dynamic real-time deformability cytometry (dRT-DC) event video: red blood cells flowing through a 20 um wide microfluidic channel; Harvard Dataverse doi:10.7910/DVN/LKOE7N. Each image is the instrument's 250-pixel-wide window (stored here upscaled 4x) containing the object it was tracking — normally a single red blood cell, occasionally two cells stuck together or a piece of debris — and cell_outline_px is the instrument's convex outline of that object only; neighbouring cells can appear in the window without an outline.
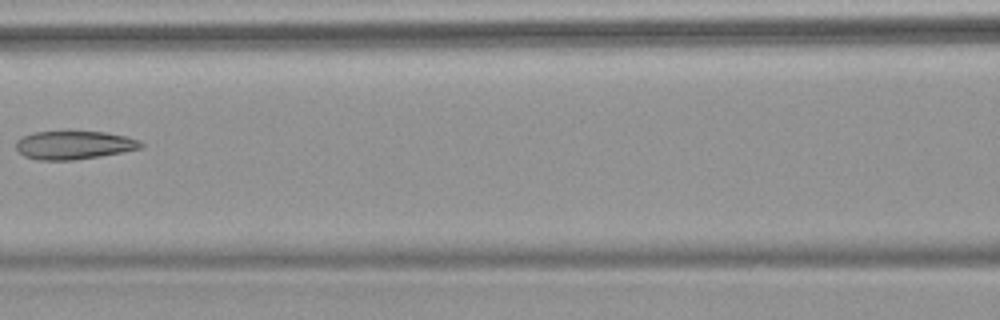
{"species": "common noctule bat (a hibernating species)", "species_latin": "Nyctalus noctula", "temperature_condition": "warm", "stored_images_in_passage": 8, "camera_frame_rate_fps": 3000, "um_per_image_px": 0.085, "animal": {"sex": "female", "body_mass_g": 18.4}, "frame": {"image": 1, "passage_image": 7, "time_ms": 8.333, "image_size_px": [1000, 320], "cell_outline_px": [[144, 148], [100, 156], [72, 160], [40, 160], [24, 156], [16, 148], [16, 140], [24, 136], [36, 132], [104, 132], [128, 136], [140, 140], [144, 144]], "centroid_in_image_um": [6.34, 12.33], "position_along_channel_um": 160.3, "area_um2": 20.58}}
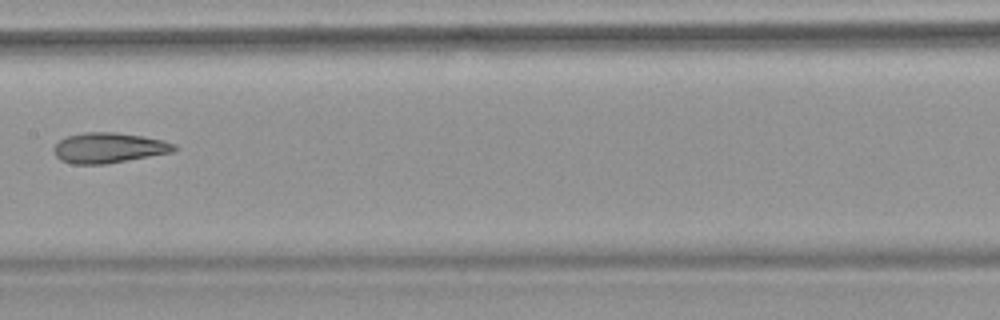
{"frame": {"image": 2, "passage_image": 8, "time_ms": 9.333, "image_size_px": [1000, 320], "cell_outline_px": [[180, 148], [172, 152], [104, 164], [72, 164], [60, 160], [56, 156], [52, 148], [60, 140], [68, 136], [84, 132], [116, 132], [144, 136], [164, 140], [176, 144]], "centroid_in_image_um": [9.26, 12.56], "position_along_channel_um": 198.1, "area_um2": 21.33}}